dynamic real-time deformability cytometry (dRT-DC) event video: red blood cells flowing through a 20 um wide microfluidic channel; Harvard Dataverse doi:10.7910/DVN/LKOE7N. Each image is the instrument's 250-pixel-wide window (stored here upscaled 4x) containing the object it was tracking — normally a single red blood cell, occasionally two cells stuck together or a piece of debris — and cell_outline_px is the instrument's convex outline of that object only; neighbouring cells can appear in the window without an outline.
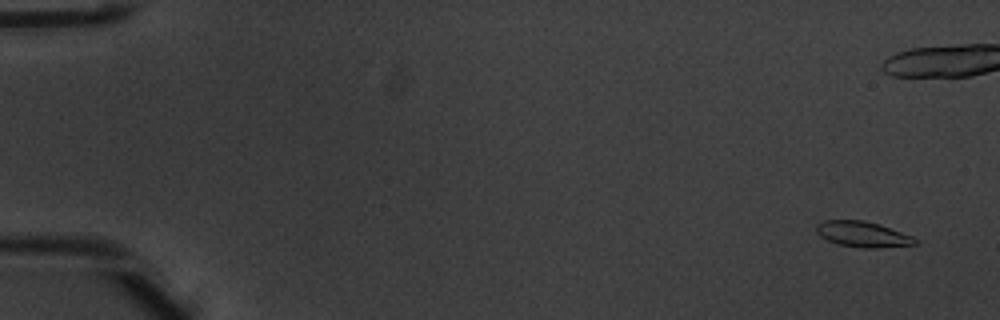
{"species": "common noctule bat (a hibernating species)", "species_latin": "Nyctalus noctula", "temperature_condition": "warm", "stored_images_in_passage": 7, "camera_frame_rate_fps": 3000, "um_per_image_px": 0.085, "animal": {"sex": "male", "body_mass_g": 20.1, "forearm_length_mm": 53.5}, "frame": {"image": 1, "passage_image": 1, "time_ms": 0.0, "image_size_px": [1000, 320], "cell_outline_px": [[920, 244], [876, 248], [864, 248], [836, 244], [820, 236], [816, 232], [816, 224], [824, 220], [864, 220], [880, 224], [912, 236]], "centroid_in_image_um": [73.32, 19.91], "position_along_channel_um": 11.7, "area_um2": 14.85}}